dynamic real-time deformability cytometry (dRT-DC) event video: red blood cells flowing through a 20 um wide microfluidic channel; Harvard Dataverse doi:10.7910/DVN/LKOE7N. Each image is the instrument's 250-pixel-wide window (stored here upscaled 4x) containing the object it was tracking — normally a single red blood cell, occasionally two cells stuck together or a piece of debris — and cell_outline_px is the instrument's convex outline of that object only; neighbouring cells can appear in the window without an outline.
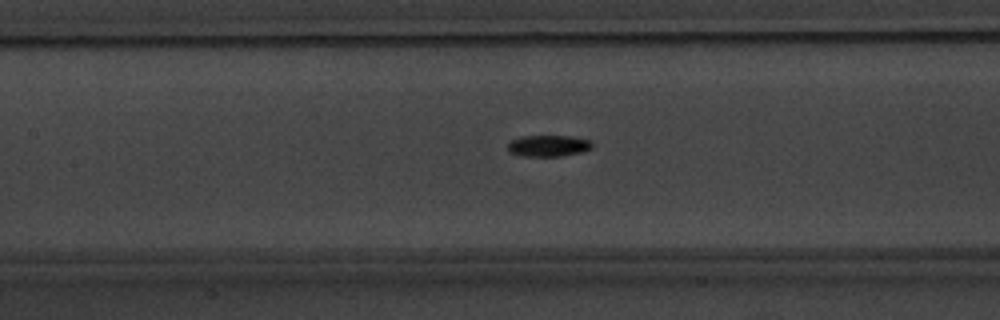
{"species": "common noctule bat (a hibernating species)", "species_latin": "Nyctalus noctula", "temperature_condition": "warm", "stored_images_in_passage": 54, "camera_frame_rate_fps": 3000, "um_per_image_px": 0.085, "animal": {"sex": "male", "body_mass_g": 20.1, "forearm_length_mm": 53.5}, "frame": {"image": 1, "passage_image": 26, "time_ms": 8.333, "image_size_px": [1000, 320], "cell_outline_px": [[592, 148], [584, 152], [560, 156], [520, 156], [508, 152], [508, 144], [512, 140], [520, 136], [568, 136], [592, 140]], "centroid_in_image_um": [46.62, 12.4], "position_along_channel_um": 160.8, "area_um2": 10.64}}
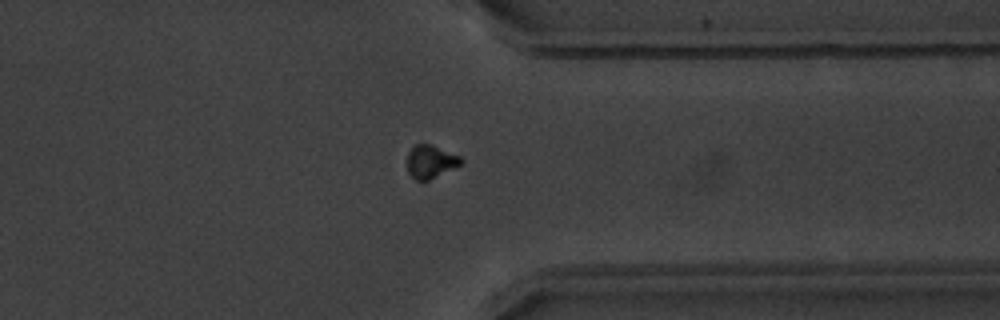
{"frame": {"image": 2, "passage_image": 43, "time_ms": 14.0, "image_size_px": [1000, 320], "cell_outline_px": [[464, 160], [460, 164], [428, 180], [416, 180], [408, 172], [408, 152], [416, 144], [432, 144], [460, 156]], "centroid_in_image_um": [36.6, 13.71], "position_along_channel_um": 374.8, "area_um2": 10.12}}
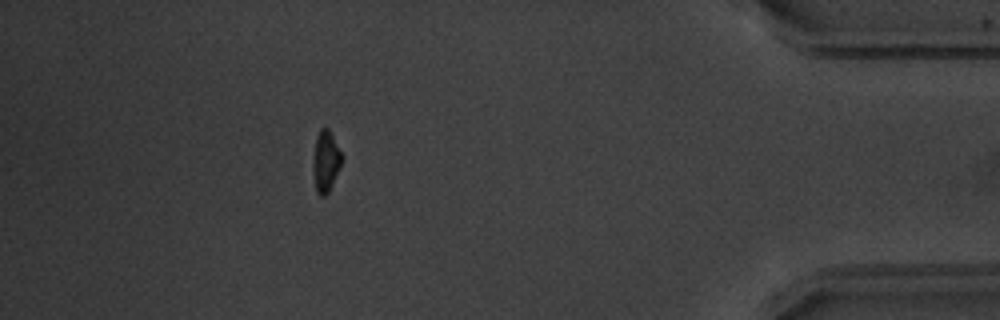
{"frame": {"image": 3, "passage_image": 49, "time_ms": 16.0, "image_size_px": [1000, 320], "cell_outline_px": [[344, 156], [340, 168], [328, 192], [324, 196], [320, 196], [316, 192], [312, 168], [312, 164], [316, 136], [320, 128], [328, 128]], "centroid_in_image_um": [27.69, 13.7], "position_along_channel_um": 407.5, "area_um2": 10.4}, "authors_computed_cell_mechanics": {"area_um2": 10.0861, "velocity_mm_per_s": 3.8218, "shape_relaxation_time_tau1_ms": 1.7627, "shape_relaxation_time_tau2_ms": null, "deformation_change_tau1": 0.1429, "deformation_change_tau2": null}}